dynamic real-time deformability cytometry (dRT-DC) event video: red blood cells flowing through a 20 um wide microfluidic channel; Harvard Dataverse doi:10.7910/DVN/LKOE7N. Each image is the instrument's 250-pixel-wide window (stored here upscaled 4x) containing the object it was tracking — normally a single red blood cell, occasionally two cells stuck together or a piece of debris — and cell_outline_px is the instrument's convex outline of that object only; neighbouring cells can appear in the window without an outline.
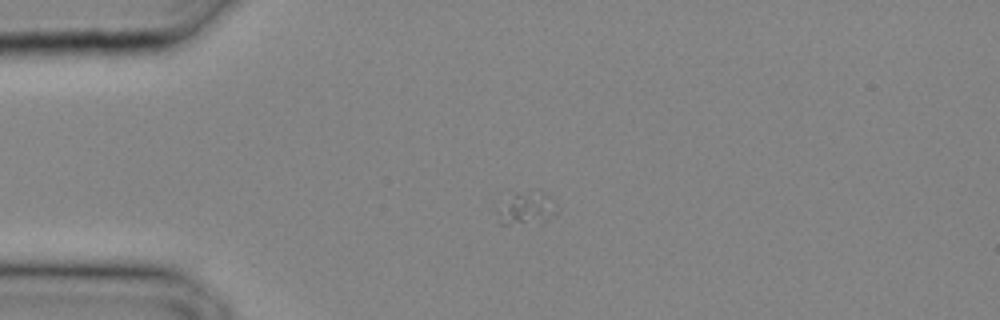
{"species": "common noctule bat (a hibernating species)", "species_latin": "Nyctalus noctula", "temperature_condition": "cold", "stored_images_in_passage": 24, "camera_frame_rate_fps": 3000, "um_per_image_px": 0.085, "animal": {"sex": "male", "body_mass_g": 20.4}, "frame": {"image": 1, "passage_image": 1, "time_ms": 0.0, "image_size_px": [1000, 320], "cell_outline_px": [[556, 212], [544, 220], [508, 224], [500, 224], [496, 212], [496, 208], [512, 196], [540, 192], [552, 196]], "centroid_in_image_um": [44.71, 17.73], "position_along_channel_um": 40.3, "area_um2": 10.4}}
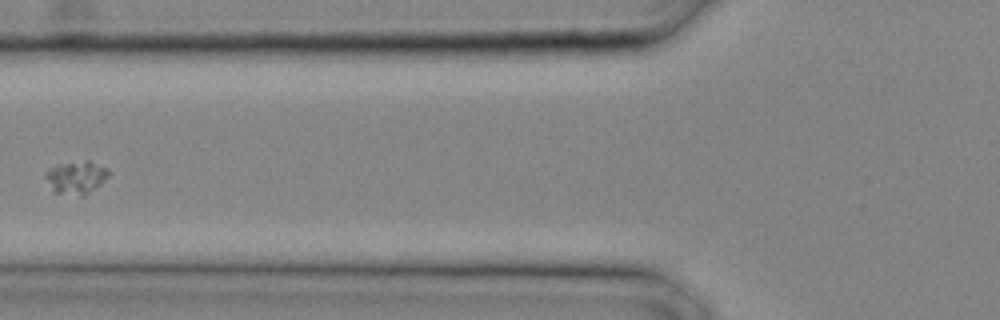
{"frame": {"image": 2, "passage_image": 6, "time_ms": 1.667, "image_size_px": [1000, 320], "cell_outline_px": [[112, 172], [100, 184], [84, 196], [80, 196], [52, 192], [44, 176], [48, 168], [56, 164], [84, 160], [88, 160], [108, 168]], "centroid_in_image_um": [6.46, 15.07], "position_along_channel_um": 119.3, "area_um2": 12.37}}
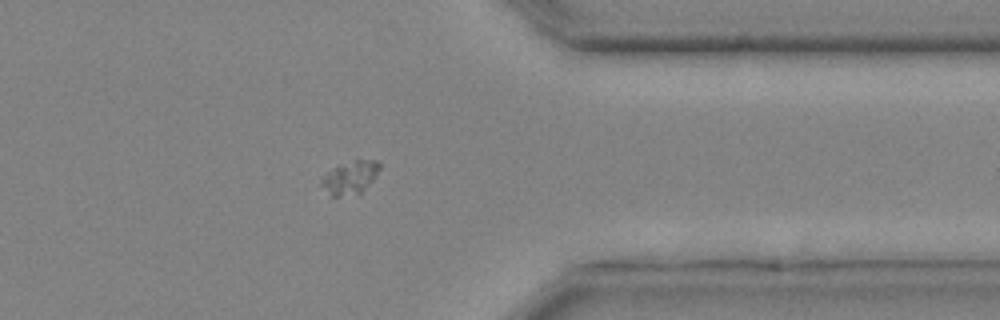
{"frame": {"image": 3, "passage_image": 19, "time_ms": 6.0, "image_size_px": [1000, 320], "cell_outline_px": [[380, 168], [372, 180], [360, 192], [340, 196], [332, 196], [320, 184], [320, 180], [328, 172], [336, 168], [356, 160], [380, 160]], "centroid_in_image_um": [29.78, 15.08], "position_along_channel_um": 381.6, "area_um2": 10.58}}